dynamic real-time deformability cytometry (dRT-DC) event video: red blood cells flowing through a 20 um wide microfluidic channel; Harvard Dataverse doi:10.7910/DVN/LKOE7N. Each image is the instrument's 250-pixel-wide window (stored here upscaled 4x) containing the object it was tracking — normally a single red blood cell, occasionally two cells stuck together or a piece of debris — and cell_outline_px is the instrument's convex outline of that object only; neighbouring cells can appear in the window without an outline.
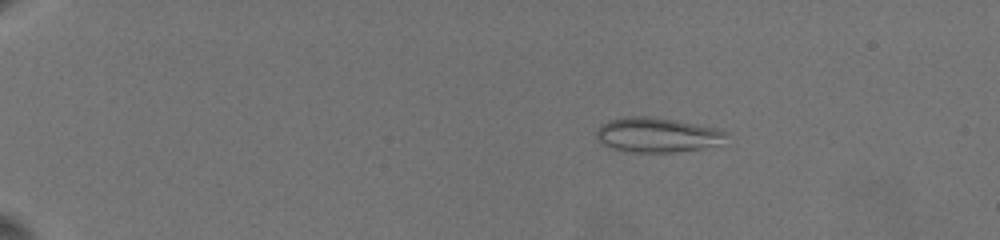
{"species": "common noctule bat (a hibernating species)", "species_latin": "Nyctalus noctula", "temperature_condition": "warm", "stored_images_in_passage": 25, "camera_frame_rate_fps": 3000, "um_per_image_px": 0.085, "animal": {"sex": "female", "body_mass_g": 19.5, "forearm_length_mm": 54.1}, "frame": {"image": 1, "passage_image": 8, "time_ms": 2.0, "image_size_px": [1000, 240], "cell_outline_px": [[728, 132], [716, 144], [704, 148], [676, 152], [632, 152], [612, 148], [596, 140], [596, 132], [600, 124], [608, 120], [624, 116], [652, 116], [676, 120], [720, 128]], "centroid_in_image_um": [55.8, 11.45], "position_along_channel_um": 29.2, "area_um2": 26.36}}